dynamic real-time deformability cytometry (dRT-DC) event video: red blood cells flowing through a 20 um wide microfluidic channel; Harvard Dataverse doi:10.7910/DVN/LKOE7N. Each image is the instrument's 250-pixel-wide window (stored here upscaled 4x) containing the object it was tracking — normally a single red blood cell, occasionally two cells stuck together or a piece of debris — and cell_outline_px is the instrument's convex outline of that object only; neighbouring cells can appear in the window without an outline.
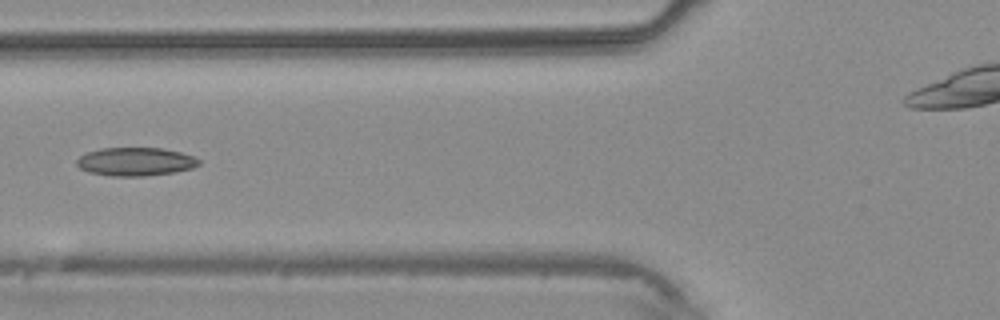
{"species": "common noctule bat (a hibernating species)", "species_latin": "Nyctalus noctula", "temperature_condition": "warm", "stored_images_in_passage": 5, "camera_frame_rate_fps": 3000, "um_per_image_px": 0.085, "animal": {"sex": "male", "body_mass_g": 20.4}, "frame": {"image": 1, "passage_image": 5, "time_ms": 4.667, "image_size_px": [1000, 320], "cell_outline_px": [[200, 164], [192, 168], [172, 172], [144, 176], [112, 176], [88, 172], [80, 168], [76, 164], [76, 160], [80, 156], [88, 152], [100, 148], [160, 148], [180, 152], [192, 156], [200, 160]], "centroid_in_image_um": [11.49, 13.74], "position_along_channel_um": 114.3, "area_um2": 20.06}}